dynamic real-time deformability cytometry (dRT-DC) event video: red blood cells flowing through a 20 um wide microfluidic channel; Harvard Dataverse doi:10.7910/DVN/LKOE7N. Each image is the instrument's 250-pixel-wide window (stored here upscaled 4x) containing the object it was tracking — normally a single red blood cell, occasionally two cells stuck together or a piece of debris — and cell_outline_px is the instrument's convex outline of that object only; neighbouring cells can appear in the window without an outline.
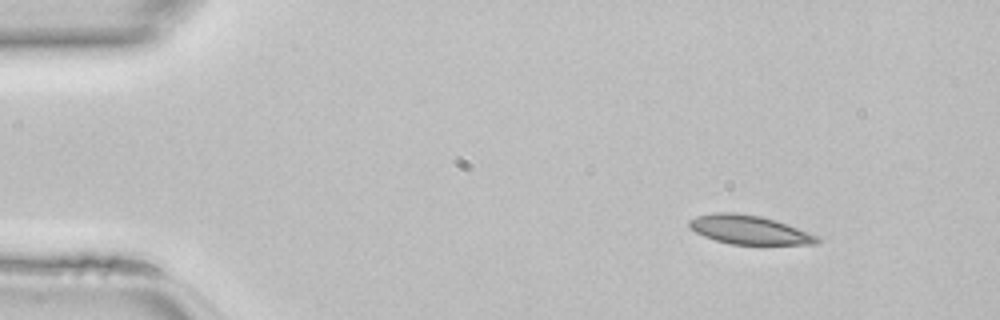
{"species": "common noctule bat (a hibernating species)", "species_latin": "Nyctalus noctula", "temperature_condition": "room temperature", "stored_images_in_passage": 41, "camera_frame_rate_fps": 3000, "um_per_image_px": 0.085, "animal": {"sex": "female", "body_mass_g": 22.7, "forearm_length_mm": 54.2}, "frame": {"image": 1, "passage_image": 1, "time_ms": 0.0, "image_size_px": [1000, 320], "cell_outline_px": [[820, 240], [816, 244], [732, 244], [716, 240], [704, 236], [688, 228], [688, 220], [696, 216], [712, 212], [736, 212], [760, 216], [776, 220], [788, 224], [820, 236]], "centroid_in_image_um": [63.67, 19.52], "position_along_channel_um": 21.3, "area_um2": 21.68}}
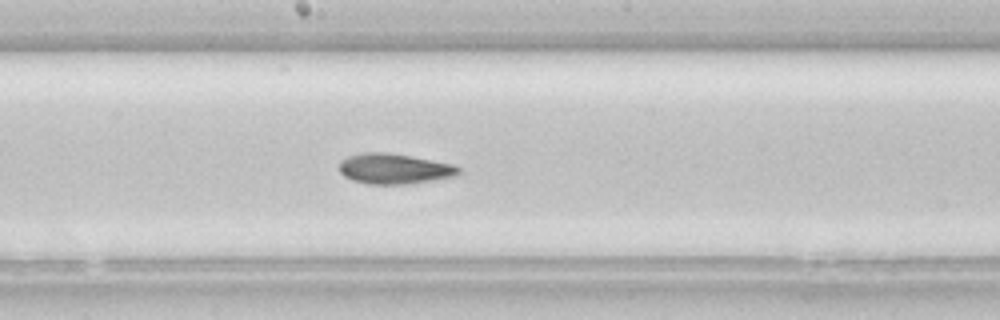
{"frame": {"image": 2, "passage_image": 20, "time_ms": 6.333, "image_size_px": [1000, 320], "cell_outline_px": [[460, 172], [456, 176], [432, 180], [404, 184], [368, 184], [352, 180], [344, 176], [340, 172], [340, 160], [348, 156], [360, 152], [384, 152], [412, 156], [452, 164], [460, 168]], "centroid_in_image_um": [33.48, 14.33], "position_along_channel_um": 214.7, "area_um2": 21.1}}
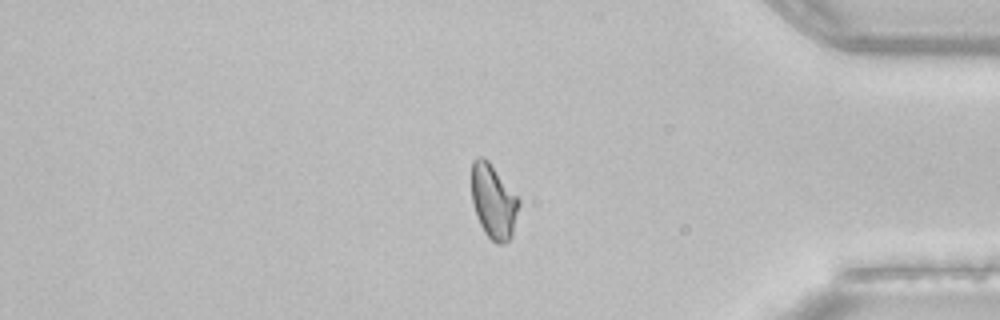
{"frame": {"image": 3, "passage_image": 34, "time_ms": 11.0, "image_size_px": [1000, 320], "cell_outline_px": [[520, 204], [512, 236], [504, 244], [496, 244], [484, 232], [476, 216], [472, 204], [472, 160], [476, 156], [484, 156], [488, 160], [520, 200]], "centroid_in_image_um": [41.94, 17.12], "position_along_channel_um": 393.3, "area_um2": 20.58}}